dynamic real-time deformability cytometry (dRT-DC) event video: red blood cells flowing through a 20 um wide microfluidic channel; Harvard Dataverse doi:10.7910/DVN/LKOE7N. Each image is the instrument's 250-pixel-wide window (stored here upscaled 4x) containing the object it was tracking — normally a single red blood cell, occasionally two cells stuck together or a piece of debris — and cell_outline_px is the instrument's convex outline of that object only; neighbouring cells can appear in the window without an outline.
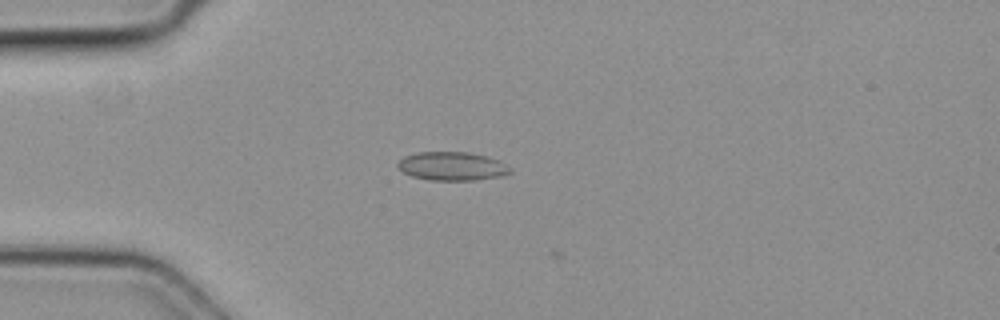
{"species": "common noctule bat (a hibernating species)", "species_latin": "Nyctalus noctula", "temperature_condition": "cold", "stored_images_in_passage": 4, "camera_frame_rate_fps": 3000, "um_per_image_px": 0.085, "animal": {"sex": "female", "body_mass_g": 19.3, "forearm_length_mm": 54.1}, "frame": {"image": 1, "passage_image": 2, "time_ms": 0.333, "image_size_px": [1000, 320], "cell_outline_px": [[512, 172], [504, 176], [476, 180], [428, 180], [412, 176], [404, 172], [396, 164], [404, 156], [420, 152], [468, 152], [484, 156], [496, 160], [512, 168]], "centroid_in_image_um": [38.44, 14.14], "position_along_channel_um": 46.6, "area_um2": 18.61}}